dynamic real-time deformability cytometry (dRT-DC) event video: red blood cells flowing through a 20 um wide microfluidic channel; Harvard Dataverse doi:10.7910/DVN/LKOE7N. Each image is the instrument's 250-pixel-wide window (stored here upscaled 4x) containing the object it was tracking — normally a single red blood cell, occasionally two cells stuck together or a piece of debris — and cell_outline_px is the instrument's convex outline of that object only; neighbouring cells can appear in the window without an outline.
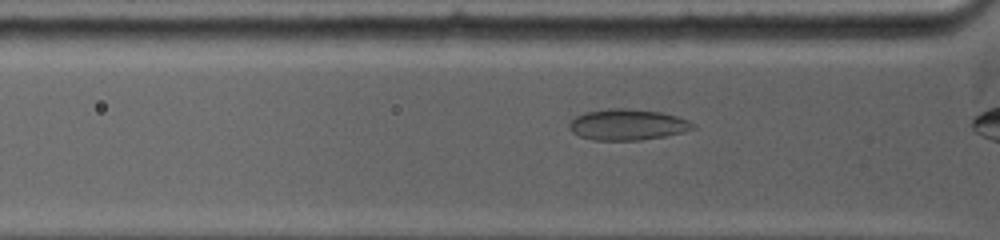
{"species": "common noctule bat (a hibernating species)", "species_latin": "Nyctalus noctula", "temperature_condition": "warm", "stored_images_in_passage": 52, "camera_frame_rate_fps": 5000, "um_per_image_px": 0.085, "animal": {"sex": "female", "body_mass_g": 19.0, "forearm_length_mm": 53.3}, "frame": {"image": 1, "passage_image": 9, "time_ms": 1.4, "image_size_px": [1000, 240], "cell_outline_px": [[696, 128], [684, 132], [664, 136], [640, 140], [592, 140], [580, 136], [572, 132], [568, 128], [568, 124], [576, 116], [584, 112], [608, 108], [628, 108], [660, 112], [676, 116], [688, 120], [696, 124]], "centroid_in_image_um": [53.33, 10.59], "position_along_channel_um": 72.5, "area_um2": 22.48}}
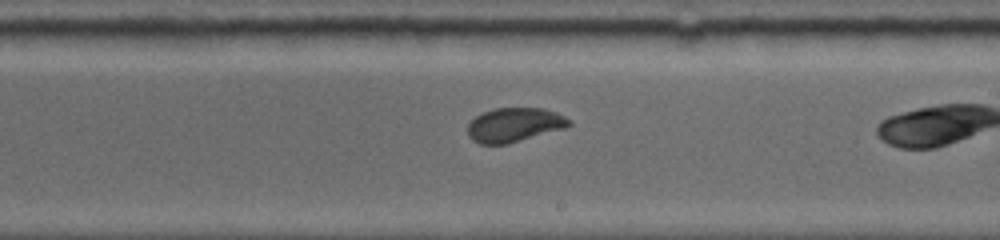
{"frame": {"image": 2, "passage_image": 34, "time_ms": 5.8, "image_size_px": [1000, 240], "cell_outline_px": [[572, 124], [564, 128], [508, 144], [480, 144], [472, 140], [468, 136], [468, 124], [476, 116], [492, 108], [544, 108], [556, 112], [572, 120]], "centroid_in_image_um": [43.72, 10.61], "position_along_channel_um": 245.3, "area_um2": 20.23}}
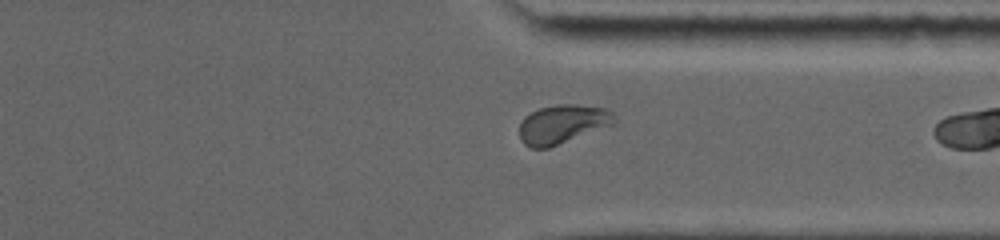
{"frame": {"image": 3, "passage_image": 51, "time_ms": 8.8, "image_size_px": [1000, 240], "cell_outline_px": [[616, 124], [548, 148], [532, 148], [524, 144], [520, 140], [520, 120], [524, 116], [540, 108], [556, 104], [576, 104], [608, 108], [616, 116]], "centroid_in_image_um": [47.84, 10.54], "position_along_channel_um": 363.6, "area_um2": 21.85}}